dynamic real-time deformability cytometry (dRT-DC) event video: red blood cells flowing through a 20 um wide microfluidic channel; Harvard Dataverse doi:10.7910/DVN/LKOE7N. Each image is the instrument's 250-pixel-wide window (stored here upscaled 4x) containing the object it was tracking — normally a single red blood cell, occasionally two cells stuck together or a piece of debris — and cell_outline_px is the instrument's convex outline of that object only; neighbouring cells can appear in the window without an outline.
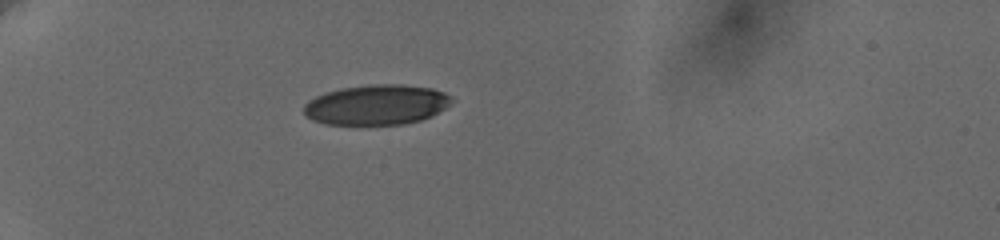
{"species": "human", "species_latin": "Homo sapiens", "temperature_condition": "cold", "stored_images_in_passage": 40, "camera_frame_rate_fps": 3000, "um_per_image_px": 0.085, "donor": {"sex": "female"}, "frame": {"image": 1, "passage_image": 1, "time_ms": 0.0, "image_size_px": [1000, 240], "cell_outline_px": [[452, 100], [444, 108], [432, 116], [420, 120], [404, 124], [324, 124], [312, 120], [304, 116], [304, 104], [308, 100], [324, 92], [340, 88], [372, 84], [400, 84], [432, 88], [444, 92]], "centroid_in_image_um": [31.95, 8.9], "position_along_channel_um": 53.1, "area_um2": 34.56}}
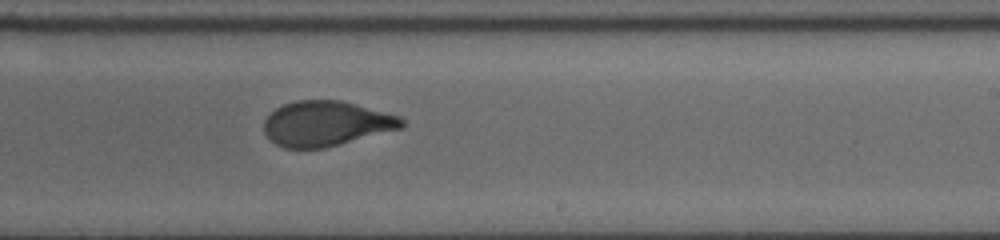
{"frame": {"image": 2, "passage_image": 21, "time_ms": 6.667, "image_size_px": [1000, 240], "cell_outline_px": [[404, 128], [324, 148], [284, 148], [276, 144], [264, 132], [264, 120], [276, 108], [284, 104], [296, 100], [340, 100], [356, 104], [400, 116], [404, 120]], "centroid_in_image_um": [27.74, 10.5], "position_along_channel_um": 261.3, "area_um2": 36.13}}
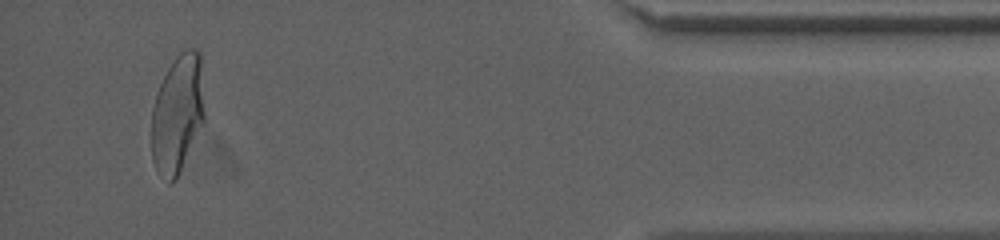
{"frame": {"image": 3, "passage_image": 38, "time_ms": 12.333, "image_size_px": [1000, 240], "cell_outline_px": [[204, 120], [176, 180], [172, 184], [168, 184], [156, 172], [152, 160], [152, 108], [160, 84], [168, 68], [176, 56], [180, 52], [188, 48], [196, 48], [200, 52], [204, 112]], "centroid_in_image_um": [15.07, 9.71], "position_along_channel_um": 420.1, "area_um2": 36.59}, "authors_computed_cell_mechanics": {"area_um2": 36.8764, "velocity_mm_per_s": 3.6368, "shape_relaxation_time_tau1_ms": 3.9971, "shape_relaxation_time_tau2_ms": 0.767, "deformation_change_tau1": 0.1704, "deformation_change_tau2": 0.0706}}